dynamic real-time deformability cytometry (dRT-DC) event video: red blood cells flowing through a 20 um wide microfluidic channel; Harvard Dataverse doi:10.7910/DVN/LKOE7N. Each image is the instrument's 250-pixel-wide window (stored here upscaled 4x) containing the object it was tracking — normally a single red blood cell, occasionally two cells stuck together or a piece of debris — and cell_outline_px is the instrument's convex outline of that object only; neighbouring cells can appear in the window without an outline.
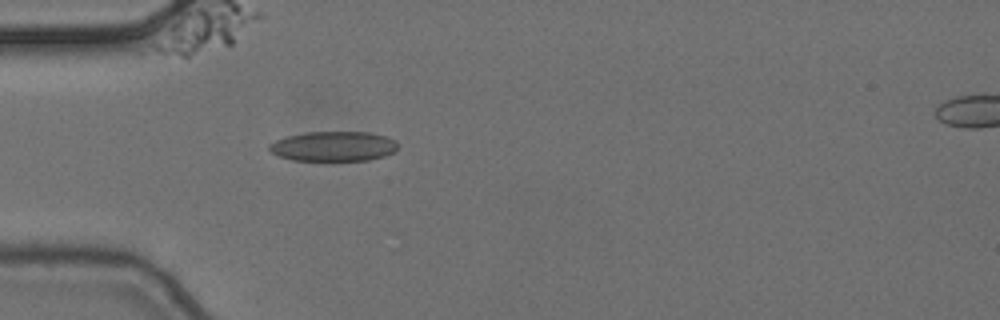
{"species": "common noctule bat (a hibernating species)", "species_latin": "Nyctalus noctula", "temperature_condition": "cold", "stored_images_in_passage": 2, "camera_frame_rate_fps": 3000, "um_per_image_px": 0.085, "animal": {"sex": "female", "body_mass_g": 24.6, "forearm_length_mm": 56.2}, "frame": {"image": 1, "passage_image": 1, "time_ms": 0.0, "image_size_px": [1000, 320], "cell_outline_px": [[396, 148], [392, 152], [384, 156], [368, 160], [292, 160], [280, 156], [272, 152], [268, 148], [268, 144], [276, 140], [288, 136], [308, 132], [368, 132], [384, 136], [396, 140]], "centroid_in_image_um": [28.33, 12.43], "position_along_channel_um": 56.7, "area_um2": 22.08}}